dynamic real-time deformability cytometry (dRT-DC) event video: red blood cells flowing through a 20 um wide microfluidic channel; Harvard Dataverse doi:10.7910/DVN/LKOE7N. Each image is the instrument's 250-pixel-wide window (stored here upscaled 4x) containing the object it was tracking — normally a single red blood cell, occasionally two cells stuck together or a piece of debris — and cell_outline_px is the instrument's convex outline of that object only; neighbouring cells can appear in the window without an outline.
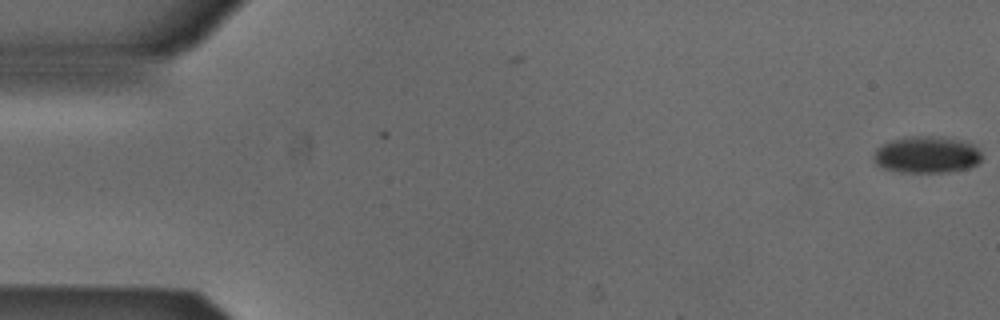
{"species": "Egyptian fruit bat (a non-hibernating species)", "species_latin": "Rousettus aegyptiacus", "temperature_condition": "cold", "stored_images_in_passage": 4, "camera_frame_rate_fps": 3000, "um_per_image_px": 0.085, "animal": {"sex": "male"}, "frame": {"image": 1, "passage_image": 1, "time_ms": 0.0, "image_size_px": [1000, 320], "cell_outline_px": [[980, 160], [976, 164], [968, 168], [948, 172], [900, 172], [884, 168], [876, 164], [872, 156], [876, 148], [892, 140], [912, 136], [928, 136], [956, 140], [972, 144], [980, 152]], "centroid_in_image_um": [78.72, 13.17], "position_along_channel_um": 6.3, "area_um2": 22.77}}